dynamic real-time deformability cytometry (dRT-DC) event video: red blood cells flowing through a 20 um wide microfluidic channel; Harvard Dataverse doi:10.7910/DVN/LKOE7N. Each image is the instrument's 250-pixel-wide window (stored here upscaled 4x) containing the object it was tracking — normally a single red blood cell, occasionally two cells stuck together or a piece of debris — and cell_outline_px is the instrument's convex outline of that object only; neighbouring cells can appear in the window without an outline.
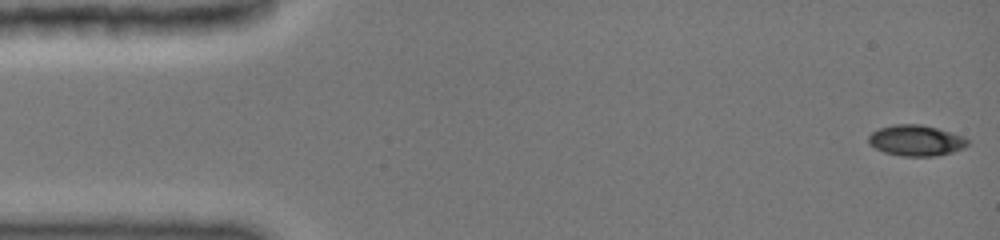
{"species": "common noctule bat (a hibernating species)", "species_latin": "Nyctalus noctula", "temperature_condition": "cold", "stored_images_in_passage": 32, "camera_frame_rate_fps": 3000, "um_per_image_px": 0.085, "animal": {"sex": "female", "body_mass_g": 19.0, "forearm_length_mm": 51.5}, "frame": {"image": 1, "passage_image": 1, "time_ms": 0.0, "image_size_px": [1000, 240], "cell_outline_px": [[968, 144], [964, 148], [952, 152], [936, 156], [900, 156], [884, 152], [876, 148], [868, 140], [868, 136], [872, 132], [880, 128], [892, 124], [920, 124], [936, 128], [964, 136], [968, 140]], "centroid_in_image_um": [77.87, 11.94], "position_along_channel_um": 7.1, "area_um2": 17.74}}
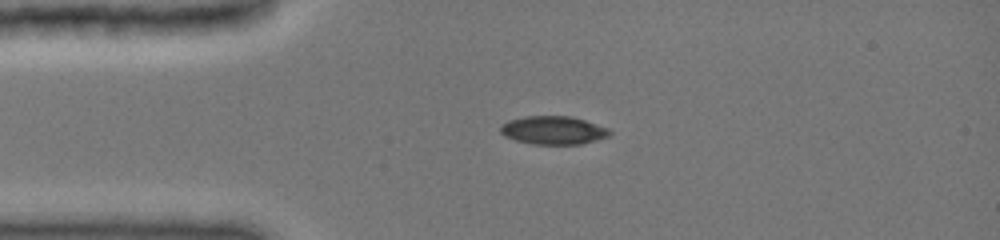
{"frame": {"image": 2, "passage_image": 21, "time_ms": 3.333, "image_size_px": [1000, 240], "cell_outline_px": [[612, 132], [608, 136], [596, 140], [580, 144], [532, 144], [516, 140], [504, 136], [500, 132], [500, 124], [508, 120], [524, 116], [572, 116], [608, 128]], "centroid_in_image_um": [46.99, 11.06], "position_along_channel_um": 38.0, "area_um2": 18.03}}
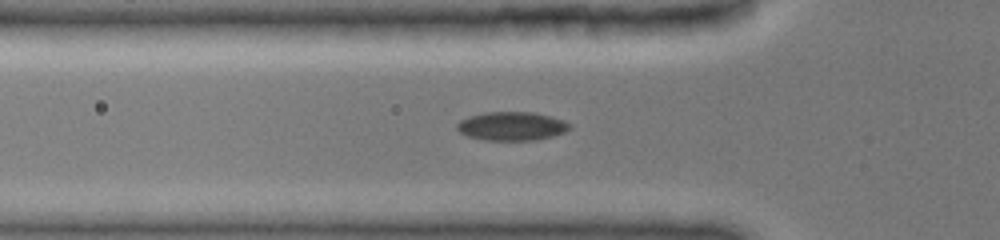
{"frame": {"image": 3, "passage_image": 28, "time_ms": 5.0, "image_size_px": [1000, 240], "cell_outline_px": [[572, 128], [564, 132], [552, 136], [536, 140], [484, 140], [468, 136], [460, 132], [456, 128], [456, 124], [460, 120], [472, 116], [488, 112], [532, 112], [548, 116], [560, 120], [568, 124]], "centroid_in_image_um": [43.47, 10.73], "position_along_channel_um": 82.3, "area_um2": 18.5}}